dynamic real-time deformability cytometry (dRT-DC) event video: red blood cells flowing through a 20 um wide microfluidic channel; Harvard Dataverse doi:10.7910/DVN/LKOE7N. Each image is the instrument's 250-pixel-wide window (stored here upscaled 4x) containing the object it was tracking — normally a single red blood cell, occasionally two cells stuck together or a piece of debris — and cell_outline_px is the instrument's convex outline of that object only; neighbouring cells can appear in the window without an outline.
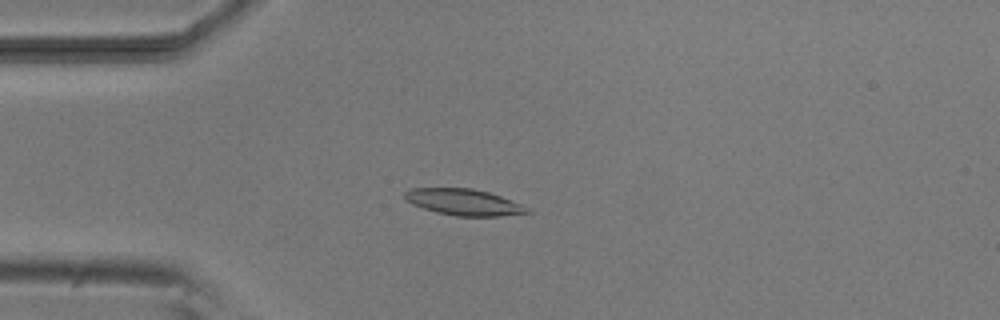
{"species": "common noctule bat (a hibernating species)", "species_latin": "Nyctalus noctula", "temperature_condition": "room temperature", "stored_images_in_passage": 43, "camera_frame_rate_fps": 3000, "um_per_image_px": 0.085, "animal": {"sex": "male", "body_mass_g": 20.5, "forearm_length_mm": 52.5}, "frame": {"image": 1, "passage_image": 4, "time_ms": 1.0, "image_size_px": [1000, 320], "cell_outline_px": [[532, 212], [500, 216], [456, 216], [436, 212], [412, 204], [404, 200], [404, 192], [412, 188], [472, 188], [488, 192], [500, 196], [520, 204], [528, 208]], "centroid_in_image_um": [39.38, 17.18], "position_along_channel_um": 45.6, "area_um2": 18.67}}
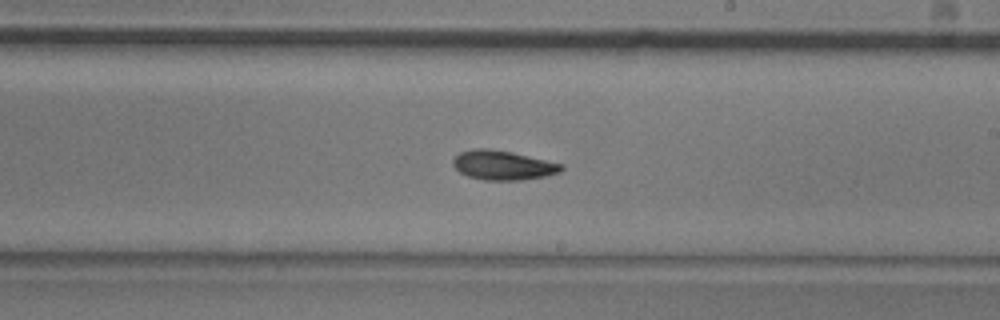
{"frame": {"image": 2, "passage_image": 21, "time_ms": 6.667, "image_size_px": [1000, 320], "cell_outline_px": [[564, 168], [560, 172], [544, 176], [524, 180], [484, 180], [468, 176], [460, 172], [452, 164], [452, 160], [460, 152], [476, 148], [488, 148], [512, 152], [564, 164]], "centroid_in_image_um": [42.76, 14.04], "position_along_channel_um": 246.2, "area_um2": 18.55}}
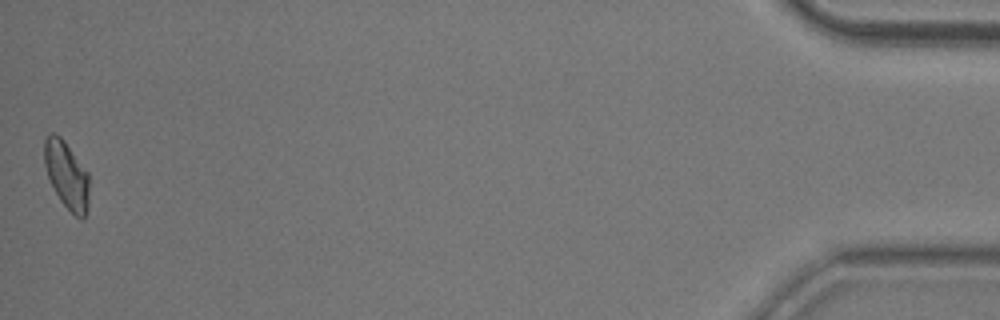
{"frame": {"image": 3, "passage_image": 43, "time_ms": 14.0, "image_size_px": [1000, 320], "cell_outline_px": [[88, 208], [84, 220], [80, 220], [60, 200], [48, 176], [44, 164], [44, 140], [52, 132], [60, 136], [64, 140], [88, 172]], "centroid_in_image_um": [5.67, 14.88], "position_along_channel_um": 429.5, "area_um2": 17.46}, "authors_computed_cell_mechanics": {"area_um2": 17.9758, "velocity_mm_per_s": 3.8124, "shape_relaxation_time_tau1_ms": 6.1521, "shape_relaxation_time_tau2_ms": 9.374, "deformation_change_tau1": 0.1572, "deformation_change_tau2": 0.1533}}